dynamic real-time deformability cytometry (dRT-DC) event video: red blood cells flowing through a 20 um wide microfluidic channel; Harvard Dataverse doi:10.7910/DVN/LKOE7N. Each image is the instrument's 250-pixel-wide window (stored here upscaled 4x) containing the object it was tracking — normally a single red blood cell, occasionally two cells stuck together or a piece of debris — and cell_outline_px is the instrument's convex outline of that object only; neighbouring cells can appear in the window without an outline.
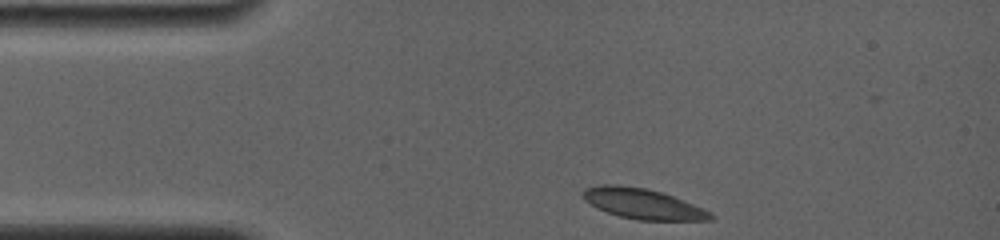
{"species": "common noctule bat (a hibernating species)", "species_latin": "Nyctalus noctula", "temperature_condition": "room temperature", "stored_images_in_passage": 48, "camera_frame_rate_fps": 4000, "um_per_image_px": 0.085, "animal": {"sex": "female", "body_mass_g": 19.0, "forearm_length_mm": 56.7}, "frame": {"image": 1, "passage_image": 1, "time_ms": 0.0, "image_size_px": [1000, 240], "cell_outline_px": [[716, 216], [712, 220], [636, 220], [620, 216], [596, 208], [584, 200], [580, 192], [584, 188], [600, 184], [616, 184], [648, 188], [684, 200], [704, 208], [712, 212]], "centroid_in_image_um": [54.63, 17.31], "position_along_channel_um": 30.4, "area_um2": 22.89}}
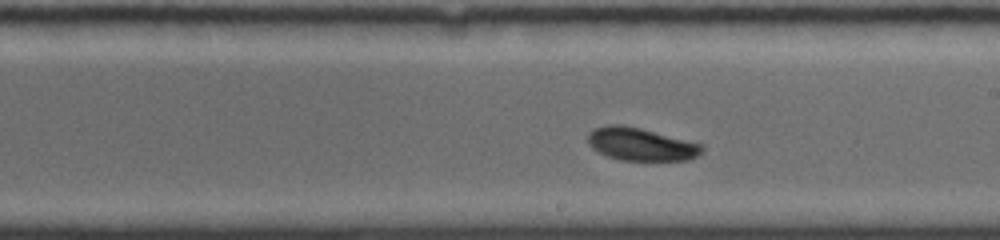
{"frame": {"image": 2, "passage_image": 27, "time_ms": 6.5, "image_size_px": [1000, 240], "cell_outline_px": [[704, 148], [696, 156], [688, 160], [620, 160], [608, 156], [592, 148], [588, 144], [588, 132], [596, 128], [608, 124], [624, 124], [640, 128], [700, 144]], "centroid_in_image_um": [54.42, 12.25], "position_along_channel_um": 234.6, "area_um2": 21.5}}
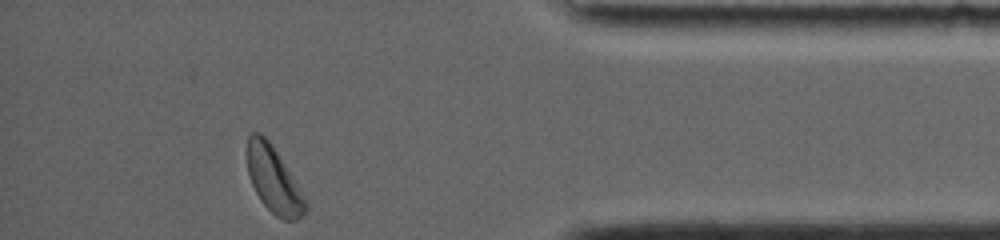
{"frame": {"image": 3, "passage_image": 48, "time_ms": 11.75, "image_size_px": [1000, 240], "cell_outline_px": [[308, 208], [296, 220], [284, 220], [276, 216], [260, 200], [252, 184], [248, 172], [248, 136], [252, 132], [260, 132], [268, 140], [276, 152], [304, 196], [308, 204]], "centroid_in_image_um": [23.26, 15.3], "position_along_channel_um": 411.9, "area_um2": 21.73}, "authors_computed_cell_mechanics": {"area_um2": 22.1952, "velocity_mm_per_s": 3.77, "shape_relaxation_time_tau1_ms": 2.4429, "shape_relaxation_time_tau2_ms": null, "deformation_change_tau1": 0.0922, "deformation_change_tau2": null}}